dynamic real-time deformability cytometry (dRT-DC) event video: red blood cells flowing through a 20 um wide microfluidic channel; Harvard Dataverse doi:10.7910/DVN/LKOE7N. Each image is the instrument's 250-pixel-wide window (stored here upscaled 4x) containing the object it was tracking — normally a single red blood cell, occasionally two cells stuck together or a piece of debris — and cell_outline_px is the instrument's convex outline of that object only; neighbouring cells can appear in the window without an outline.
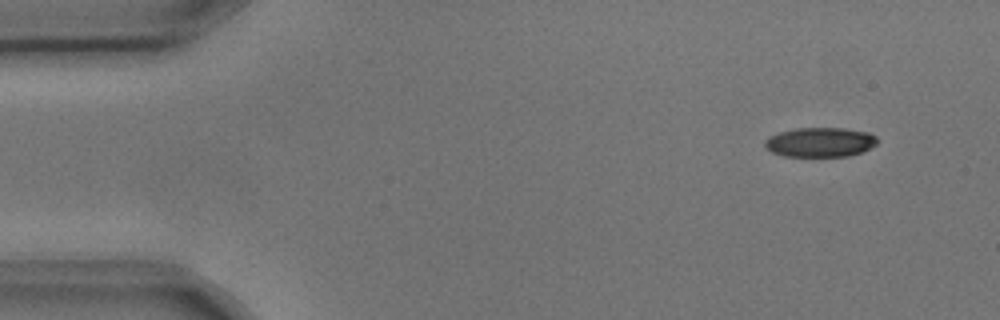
{"species": "common noctule bat (a hibernating species)", "species_latin": "Nyctalus noctula", "temperature_condition": "cold", "stored_images_in_passage": 4, "camera_frame_rate_fps": 3000, "um_per_image_px": 0.085, "animal": {"sex": "male", "body_mass_g": 17.9, "forearm_length_mm": 54.2}, "frame": {"image": 1, "passage_image": 1, "time_ms": 0.0, "image_size_px": [1000, 320], "cell_outline_px": [[876, 144], [860, 152], [848, 156], [784, 156], [772, 152], [764, 148], [764, 140], [768, 136], [780, 132], [796, 128], [844, 128], [868, 132], [876, 136]], "centroid_in_image_um": [69.66, 12.08], "position_along_channel_um": 15.3, "area_um2": 19.31}}